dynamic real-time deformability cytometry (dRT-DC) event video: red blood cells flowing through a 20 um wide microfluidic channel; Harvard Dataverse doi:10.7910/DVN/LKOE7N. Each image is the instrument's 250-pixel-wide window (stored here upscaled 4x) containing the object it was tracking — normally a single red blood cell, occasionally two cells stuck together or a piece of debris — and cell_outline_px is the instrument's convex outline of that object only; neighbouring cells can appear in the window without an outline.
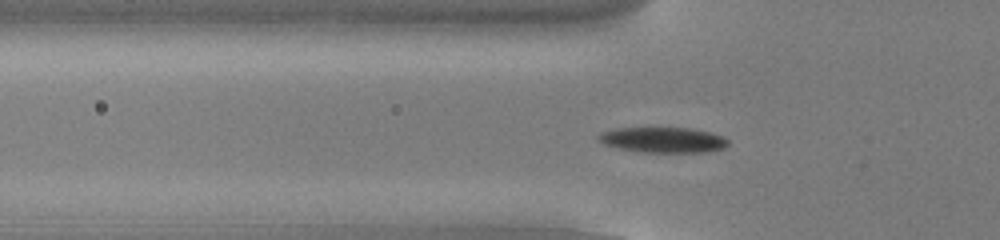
{"species": "common noctule bat (a hibernating species)", "species_latin": "Nyctalus noctula", "temperature_condition": "cold", "stored_images_in_passage": 54, "camera_frame_rate_fps": 3000, "um_per_image_px": 0.085, "animal": {"sex": "male", "body_mass_g": 13.0, "forearm_length_mm": 53.1}, "frame": {"image": 1, "passage_image": 18, "time_ms": 5.667, "image_size_px": [1000, 240], "cell_outline_px": [[728, 144], [724, 148], [704, 152], [644, 152], [620, 148], [604, 144], [596, 140], [596, 136], [600, 132], [616, 128], [692, 128], [712, 132], [724, 136], [728, 140]], "centroid_in_image_um": [56.36, 11.88], "position_along_channel_um": 69.4, "area_um2": 19.31}}
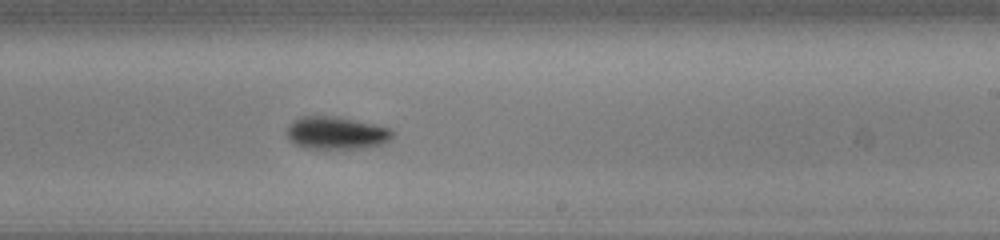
{"frame": {"image": 2, "passage_image": 33, "time_ms": 10.667, "image_size_px": [1000, 240], "cell_outline_px": [[396, 132], [384, 144], [368, 148], [308, 148], [296, 144], [288, 140], [284, 132], [288, 124], [292, 120], [300, 116], [336, 116], [392, 128]], "centroid_in_image_um": [28.56, 11.29], "position_along_channel_um": 260.4, "area_um2": 20.46}}
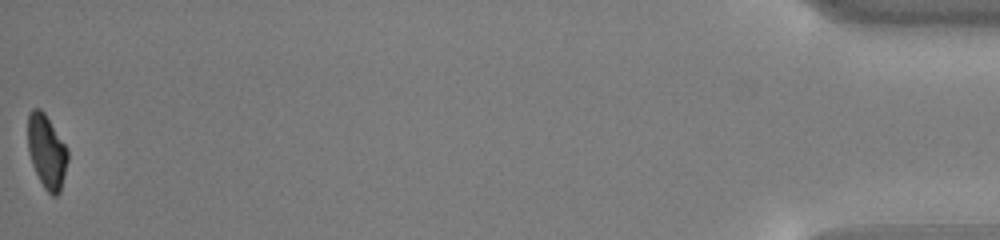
{"frame": {"image": 3, "passage_image": 54, "time_ms": 17.667, "image_size_px": [1000, 240], "cell_outline_px": [[68, 160], [60, 192], [56, 196], [52, 196], [44, 188], [32, 164], [28, 152], [28, 116], [32, 108], [40, 108], [44, 112], [68, 148]], "centroid_in_image_um": [3.97, 12.87], "position_along_channel_um": 431.2, "area_um2": 17.17}, "authors_computed_cell_mechanics": {"area_um2": 18.6405, "velocity_mm_per_s": 3.8401, "shape_relaxation_time_tau1_ms": 2.3864, "shape_relaxation_time_tau2_ms": null, "deformation_change_tau1": 0.1088, "deformation_change_tau2": null}}